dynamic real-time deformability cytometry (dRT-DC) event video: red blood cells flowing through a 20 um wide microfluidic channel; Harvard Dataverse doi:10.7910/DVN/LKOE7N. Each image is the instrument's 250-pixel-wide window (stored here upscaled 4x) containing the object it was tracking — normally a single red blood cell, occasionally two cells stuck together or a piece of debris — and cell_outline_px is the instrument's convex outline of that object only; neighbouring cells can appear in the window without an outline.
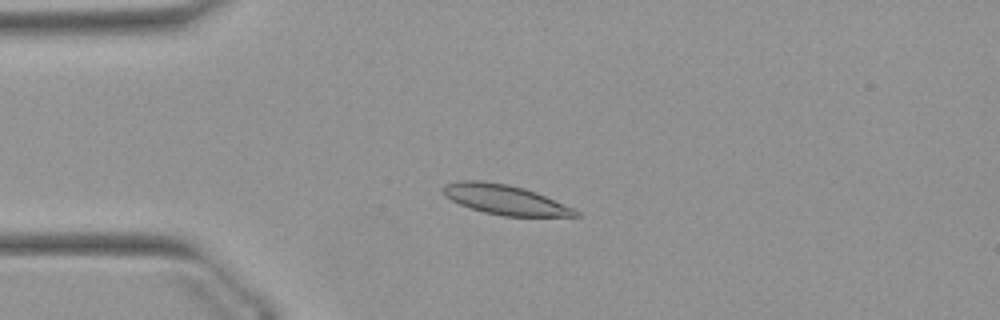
{"species": "Egyptian fruit bat (a non-hibernating species)", "species_latin": "Rousettus aegyptiacus", "temperature_condition": "warm", "stored_images_in_passage": 51, "camera_frame_rate_fps": 3000, "um_per_image_px": 0.085, "animal": {"sex": "female"}, "frame": {"image": 1, "passage_image": 11, "time_ms": 3.333, "image_size_px": [1000, 320], "cell_outline_px": [[580, 216], [504, 216], [484, 212], [460, 204], [444, 196], [440, 188], [444, 184], [460, 180], [484, 180], [508, 184], [524, 188], [536, 192], [572, 208], [580, 212]], "centroid_in_image_um": [42.86, 16.95], "position_along_channel_um": 42.1, "area_um2": 22.95}}
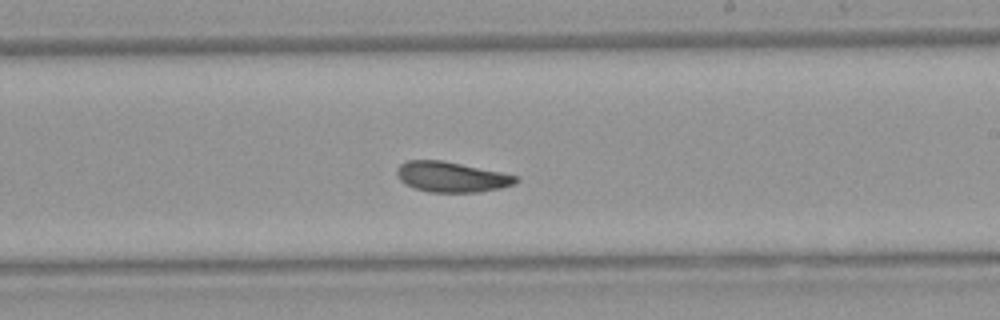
{"frame": {"image": 2, "passage_image": 29, "time_ms": 9.333, "image_size_px": [1000, 320], "cell_outline_px": [[520, 180], [516, 184], [500, 188], [480, 192], [428, 192], [416, 188], [400, 180], [396, 172], [396, 168], [400, 164], [408, 160], [444, 160], [520, 176]], "centroid_in_image_um": [38.43, 15.03], "position_along_channel_um": 250.6, "area_um2": 21.15}}
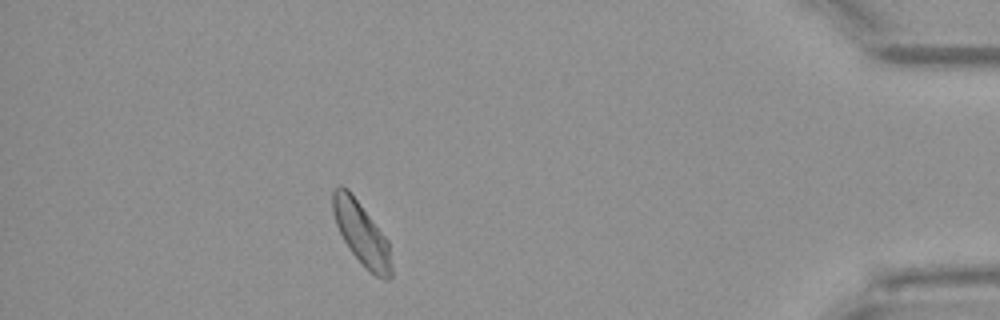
{"frame": {"image": 3, "passage_image": 45, "time_ms": 14.667, "image_size_px": [1000, 320], "cell_outline_px": [[392, 276], [388, 280], [384, 280], [376, 276], [352, 252], [344, 240], [336, 224], [332, 212], [332, 192], [340, 184], [348, 188], [388, 240], [392, 268]], "centroid_in_image_um": [30.72, 19.81], "position_along_channel_um": 404.5, "area_um2": 21.1}, "authors_computed_cell_mechanics": {"area_um2": 21.5594, "velocity_mm_per_s": 3.8622, "shape_relaxation_time_tau1_ms": 6.4857, "shape_relaxation_time_tau2_ms": 2.8863, "deformation_change_tau1": 0.1404, "deformation_change_tau2": 0.0824}}